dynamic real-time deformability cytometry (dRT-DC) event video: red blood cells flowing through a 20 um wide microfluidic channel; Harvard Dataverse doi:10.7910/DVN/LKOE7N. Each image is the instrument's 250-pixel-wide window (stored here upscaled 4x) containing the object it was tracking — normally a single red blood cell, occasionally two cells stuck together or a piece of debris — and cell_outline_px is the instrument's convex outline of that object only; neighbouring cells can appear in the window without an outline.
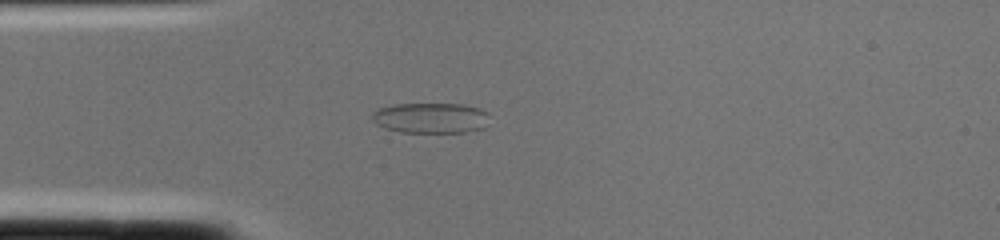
{"species": "common noctule bat (a hibernating species)", "species_latin": "Nyctalus noctula", "temperature_condition": "cold", "stored_images_in_passage": 1, "camera_frame_rate_fps": 3000, "um_per_image_px": 0.085, "animal": {"sex": "female", "body_mass_g": 22.0, "forearm_length_mm": 56.7}, "frame": {"image": 1, "passage_image": 1, "time_ms": 0.0, "image_size_px": [1000, 240], "cell_outline_px": [[488, 112], [484, 128], [464, 132], [400, 132], [384, 128], [376, 124], [372, 120], [372, 112], [376, 108], [392, 104], [464, 104], [480, 108]], "centroid_in_image_um": [36.56, 10.01], "position_along_channel_um": 48.4, "area_um2": 20.98}}